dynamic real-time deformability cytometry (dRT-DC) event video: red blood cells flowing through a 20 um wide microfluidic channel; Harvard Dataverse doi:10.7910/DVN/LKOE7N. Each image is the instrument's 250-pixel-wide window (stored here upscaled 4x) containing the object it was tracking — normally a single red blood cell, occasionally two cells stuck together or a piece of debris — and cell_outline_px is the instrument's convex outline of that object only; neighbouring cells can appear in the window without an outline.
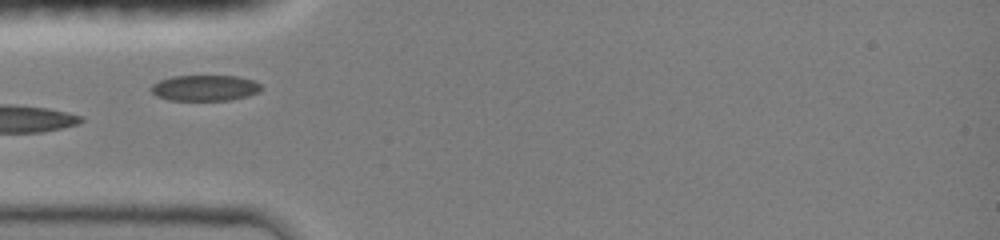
{"species": "common noctule bat (a hibernating species)", "species_latin": "Nyctalus noctula", "temperature_condition": "room temperature", "stored_images_in_passage": 5, "camera_frame_rate_fps": 3000, "um_per_image_px": 0.085, "animal": {"sex": "female", "body_mass_g": 19.0, "forearm_length_mm": 51.5}, "frame": {"image": 1, "passage_image": 1, "time_ms": 0.0, "image_size_px": [1000, 240], "cell_outline_px": [[264, 88], [260, 92], [228, 100], [168, 100], [156, 96], [148, 88], [152, 84], [160, 80], [172, 76], [236, 76], [252, 80], [260, 84]], "centroid_in_image_um": [17.38, 7.47], "position_along_channel_um": 67.6, "area_um2": 16.59}}